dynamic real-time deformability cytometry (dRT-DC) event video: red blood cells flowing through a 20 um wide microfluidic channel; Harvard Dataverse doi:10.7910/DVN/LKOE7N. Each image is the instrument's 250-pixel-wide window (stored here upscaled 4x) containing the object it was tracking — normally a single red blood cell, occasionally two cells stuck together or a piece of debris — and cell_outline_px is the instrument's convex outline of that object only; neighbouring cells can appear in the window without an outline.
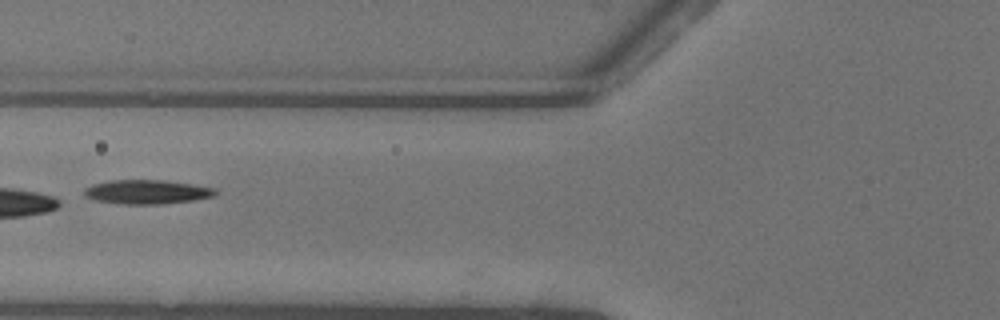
{"species": "common noctule bat (a hibernating species)", "species_latin": "Nyctalus noctula", "temperature_condition": "warm", "stored_images_in_passage": 29, "camera_frame_rate_fps": 3000, "um_per_image_px": 0.085, "animal": {"sex": "female"}, "frame": {"image": 1, "passage_image": 2, "time_ms": 0.333, "image_size_px": [1000, 320], "cell_outline_px": [[216, 196], [192, 200], [160, 204], [120, 204], [96, 200], [84, 196], [84, 188], [92, 184], [108, 180], [164, 180], [192, 184], [216, 188]], "centroid_in_image_um": [12.47, 16.3], "position_along_channel_um": 113.3, "area_um2": 18.5}}
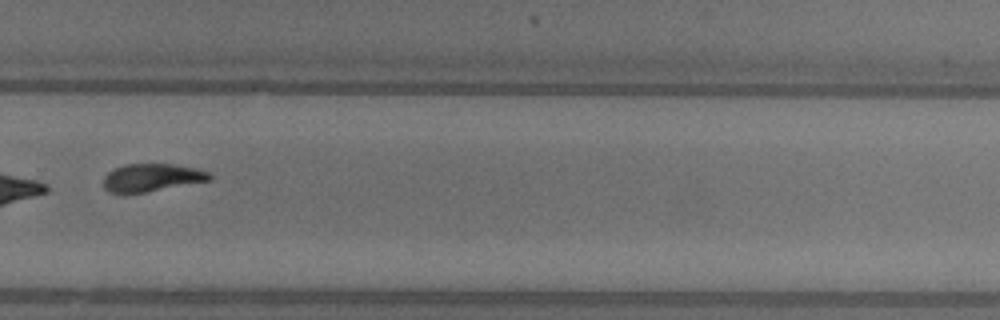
{"frame": {"image": 2, "passage_image": 17, "time_ms": 5.333, "image_size_px": [1000, 320], "cell_outline_px": [[212, 180], [124, 196], [108, 192], [104, 188], [104, 176], [108, 172], [124, 164], [172, 164], [196, 168], [208, 172], [212, 176]], "centroid_in_image_um": [12.85, 15.13], "position_along_channel_um": 316.9, "area_um2": 17.57}}